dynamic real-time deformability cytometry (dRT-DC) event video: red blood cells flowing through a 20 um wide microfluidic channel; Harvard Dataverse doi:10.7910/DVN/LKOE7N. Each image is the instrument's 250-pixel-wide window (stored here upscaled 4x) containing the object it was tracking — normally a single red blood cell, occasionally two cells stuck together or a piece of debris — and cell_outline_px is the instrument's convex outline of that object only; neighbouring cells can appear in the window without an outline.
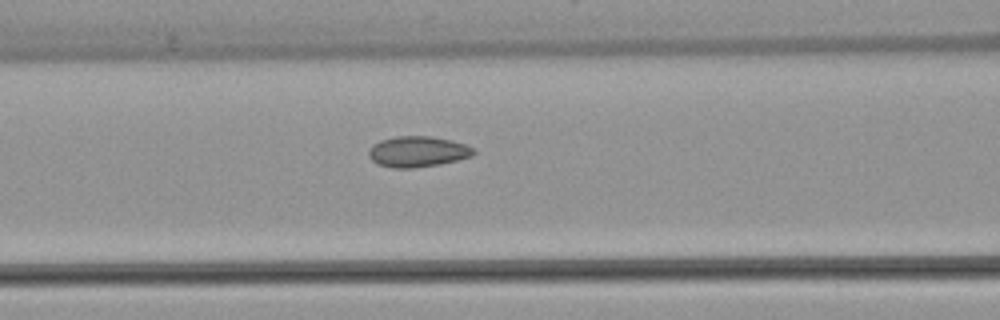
{"species": "common noctule bat (a hibernating species)", "species_latin": "Nyctalus noctula", "temperature_condition": "warm", "stored_images_in_passage": 7, "camera_frame_rate_fps": 3000, "um_per_image_px": 0.085, "animal": {"sex": "female", "body_mass_g": 22.7, "forearm_length_mm": 54.2}, "frame": {"image": 1, "passage_image": 7, "time_ms": 8.667, "image_size_px": [1000, 320], "cell_outline_px": [[476, 152], [472, 156], [440, 164], [412, 168], [392, 168], [380, 164], [372, 160], [368, 156], [368, 152], [372, 144], [380, 140], [396, 136], [432, 136], [452, 140], [468, 144], [476, 148]], "centroid_in_image_um": [35.54, 12.87], "position_along_channel_um": 131.1, "area_um2": 19.02}}